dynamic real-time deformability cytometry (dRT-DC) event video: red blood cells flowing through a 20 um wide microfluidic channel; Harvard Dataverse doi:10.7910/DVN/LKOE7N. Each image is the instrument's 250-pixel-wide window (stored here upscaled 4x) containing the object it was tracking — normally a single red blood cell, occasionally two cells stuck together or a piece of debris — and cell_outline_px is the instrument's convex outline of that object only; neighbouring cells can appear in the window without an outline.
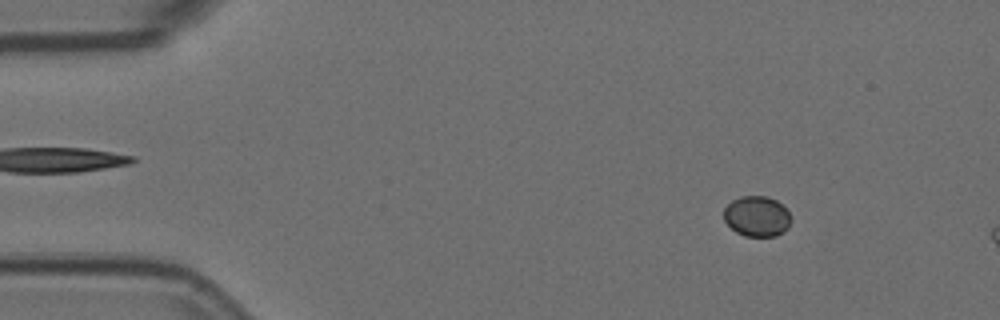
{"species": "Egyptian fruit bat (a non-hibernating species)", "species_latin": "Rousettus aegyptiacus", "temperature_condition": "room temperature", "stored_images_in_passage": 4, "camera_frame_rate_fps": 3000, "um_per_image_px": 0.085, "animal": {"sex": "female"}, "frame": {"image": 1, "passage_image": 2, "time_ms": 0.333, "image_size_px": [1000, 320], "cell_outline_px": [[792, 220], [788, 228], [784, 232], [776, 236], [744, 236], [736, 232], [724, 220], [724, 208], [732, 200], [740, 196], [768, 196], [776, 200], [792, 216]], "centroid_in_image_um": [64.35, 18.39], "position_along_channel_um": 20.6, "area_um2": 15.95}}